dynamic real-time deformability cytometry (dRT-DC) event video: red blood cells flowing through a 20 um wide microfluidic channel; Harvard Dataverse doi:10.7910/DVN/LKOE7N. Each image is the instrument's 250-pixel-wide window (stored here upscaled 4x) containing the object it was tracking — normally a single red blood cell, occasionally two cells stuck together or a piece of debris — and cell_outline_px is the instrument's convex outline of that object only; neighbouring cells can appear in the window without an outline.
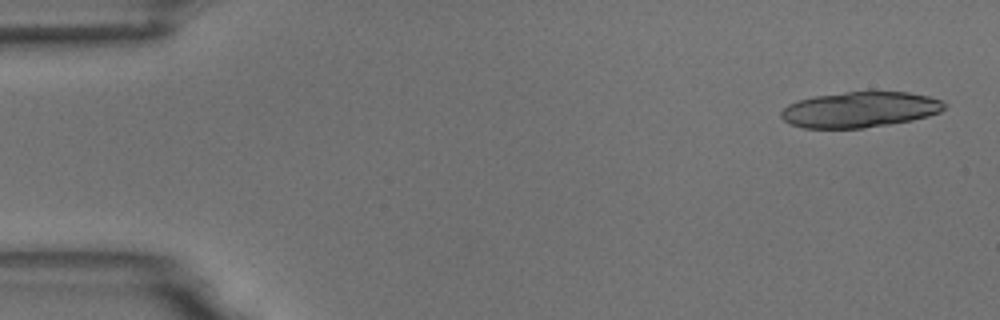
{"species": "common noctule bat (a hibernating species)", "species_latin": "Nyctalus noctula", "temperature_condition": "room temperature", "stored_images_in_passage": 7, "camera_frame_rate_fps": 3000, "um_per_image_px": 0.085, "animal": {"sex": "male", "body_mass_g": 18.8}, "frame": {"image": 1, "passage_image": 1, "time_ms": 0.0, "image_size_px": [1000, 320], "cell_outline_px": [[948, 104], [940, 112], [928, 116], [912, 120], [864, 128], [804, 128], [792, 124], [784, 120], [780, 116], [780, 112], [788, 104], [812, 96], [868, 88], [908, 92], [928, 96], [940, 100]], "centroid_in_image_um": [73.11, 9.27], "position_along_channel_um": 11.9, "area_um2": 34.85}}